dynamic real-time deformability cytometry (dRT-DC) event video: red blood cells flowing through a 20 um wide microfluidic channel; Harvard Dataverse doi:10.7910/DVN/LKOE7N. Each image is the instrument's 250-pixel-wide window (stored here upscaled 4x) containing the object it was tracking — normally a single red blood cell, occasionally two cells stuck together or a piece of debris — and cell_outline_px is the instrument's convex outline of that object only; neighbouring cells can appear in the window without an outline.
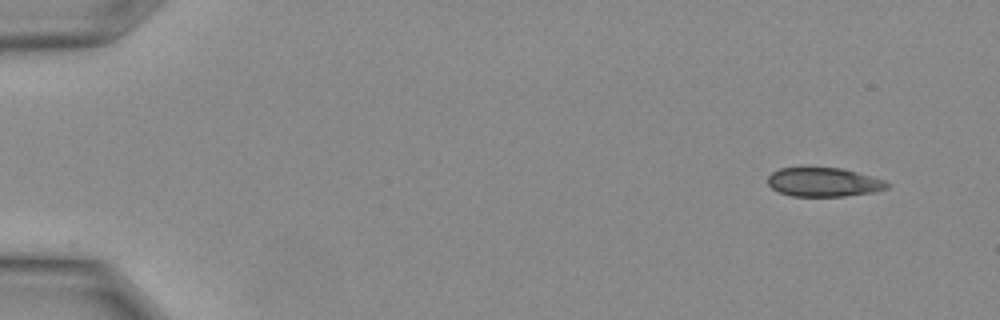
{"species": "Egyptian fruit bat (a non-hibernating species)", "species_latin": "Rousettus aegyptiacus", "temperature_condition": "warm", "stored_images_in_passage": 27, "camera_frame_rate_fps": 3000, "um_per_image_px": 0.085, "animal": {"sex": "female"}, "frame": {"image": 1, "passage_image": 1, "time_ms": 0.0, "image_size_px": [1000, 320], "cell_outline_px": [[892, 184], [888, 188], [876, 192], [844, 196], [792, 196], [780, 192], [772, 188], [768, 184], [768, 176], [772, 172], [780, 168], [840, 168], [856, 172], [884, 180]], "centroid_in_image_um": [70.04, 15.49], "position_along_channel_um": 15.0, "area_um2": 20.06}}
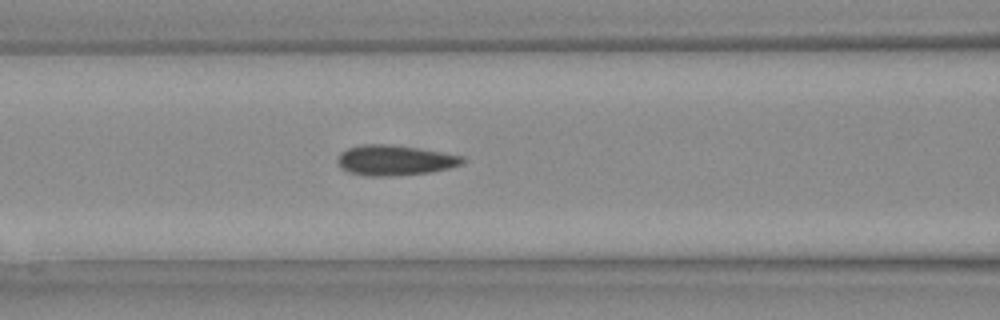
{"frame": {"image": 2, "passage_image": 11, "time_ms": 3.333, "image_size_px": [1000, 320], "cell_outline_px": [[468, 160], [464, 164], [432, 172], [392, 176], [368, 176], [348, 172], [340, 168], [336, 160], [340, 152], [348, 148], [364, 144], [384, 144], [416, 148], [464, 156]], "centroid_in_image_um": [33.56, 13.63], "position_along_channel_um": 133.0, "area_um2": 22.14}}
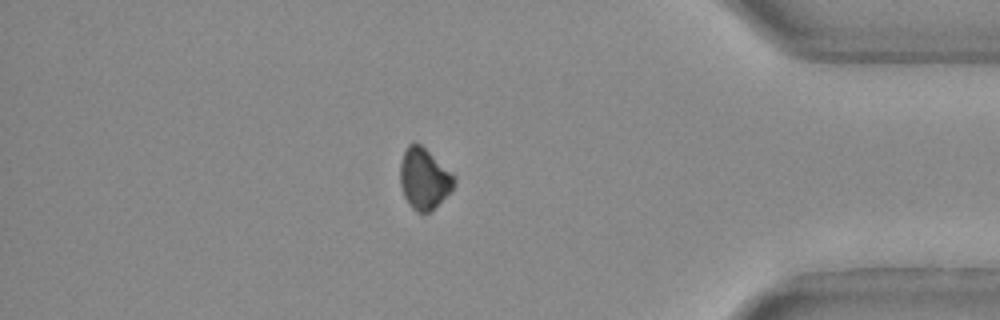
{"frame": {"image": 3, "passage_image": 23, "time_ms": 7.333, "image_size_px": [1000, 320], "cell_outline_px": [[456, 180], [452, 188], [428, 212], [416, 212], [408, 204], [404, 196], [400, 184], [400, 164], [404, 152], [408, 144], [420, 144], [452, 172], [456, 176]], "centroid_in_image_um": [36.02, 15.17], "position_along_channel_um": 399.2, "area_um2": 18.79}}